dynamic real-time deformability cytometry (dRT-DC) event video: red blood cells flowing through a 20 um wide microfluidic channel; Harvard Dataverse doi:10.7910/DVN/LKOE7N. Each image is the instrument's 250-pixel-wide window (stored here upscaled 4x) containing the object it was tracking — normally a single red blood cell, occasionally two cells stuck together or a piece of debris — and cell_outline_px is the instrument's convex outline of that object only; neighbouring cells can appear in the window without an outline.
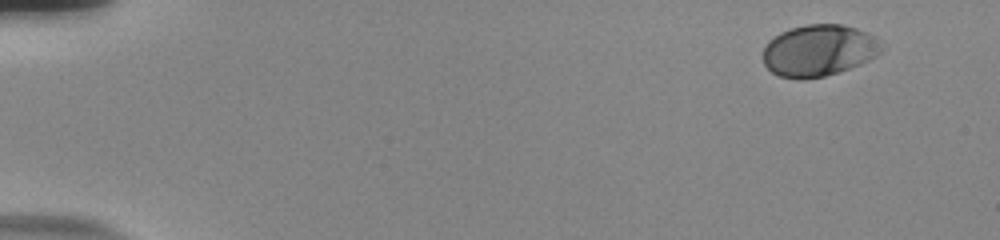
{"species": "human", "species_latin": "Homo sapiens", "temperature_condition": "room temperature", "stored_images_in_passage": 53, "camera_frame_rate_fps": 3000, "um_per_image_px": 0.085, "donor": {"sex": "male"}, "frame": {"image": 1, "passage_image": 1, "time_ms": 0.0, "image_size_px": [1000, 240], "cell_outline_px": [[884, 48], [876, 56], [860, 64], [824, 76], [780, 76], [772, 72], [764, 64], [764, 48], [768, 40], [780, 32], [792, 28], [808, 24], [840, 24], [856, 28], [868, 32], [876, 36], [884, 44]], "centroid_in_image_um": [69.65, 4.24], "position_along_channel_um": 15.3, "area_um2": 35.08}}
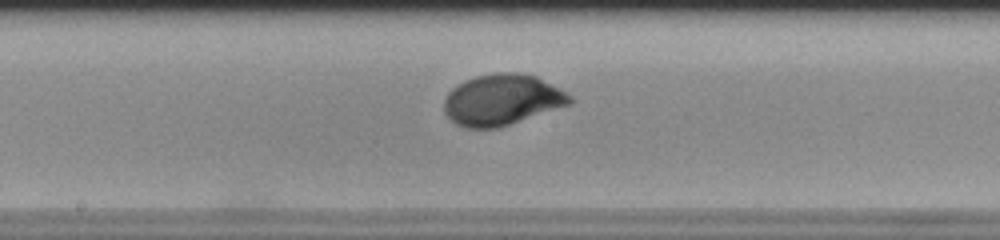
{"frame": {"image": 2, "passage_image": 28, "time_ms": 9.0, "image_size_px": [1000, 240], "cell_outline_px": [[572, 104], [496, 128], [464, 128], [456, 124], [444, 112], [444, 100], [448, 92], [452, 88], [464, 80], [476, 76], [492, 72], [520, 72], [536, 76], [572, 96]], "centroid_in_image_um": [42.65, 8.47], "position_along_channel_um": 205.6, "area_um2": 37.34}}
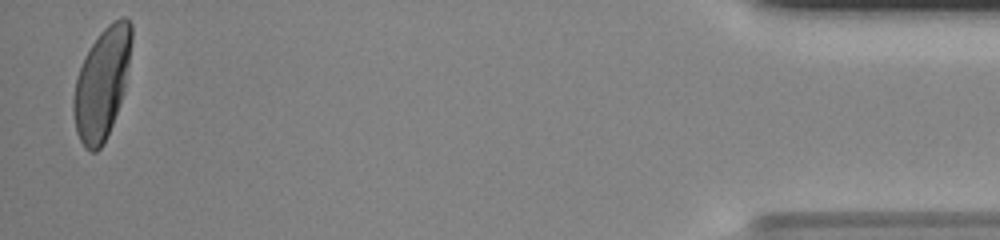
{"frame": {"image": 3, "passage_image": 52, "time_ms": 17.0, "image_size_px": [1000, 240], "cell_outline_px": [[132, 40], [124, 92], [112, 124], [104, 144], [96, 152], [92, 152], [84, 148], [76, 132], [72, 112], [72, 100], [76, 80], [84, 56], [100, 32], [108, 24], [120, 16], [124, 16], [132, 24]], "centroid_in_image_um": [8.65, 7.1], "position_along_channel_um": 426.5, "area_um2": 37.57}, "authors_computed_cell_mechanics": {"area_um2": 35.7782, "velocity_mm_per_s": 3.7226, "shape_relaxation_time_tau1_ms": 2.6436, "shape_relaxation_time_tau2_ms": null, "deformation_change_tau1": 0.1561, "deformation_change_tau2": null}}